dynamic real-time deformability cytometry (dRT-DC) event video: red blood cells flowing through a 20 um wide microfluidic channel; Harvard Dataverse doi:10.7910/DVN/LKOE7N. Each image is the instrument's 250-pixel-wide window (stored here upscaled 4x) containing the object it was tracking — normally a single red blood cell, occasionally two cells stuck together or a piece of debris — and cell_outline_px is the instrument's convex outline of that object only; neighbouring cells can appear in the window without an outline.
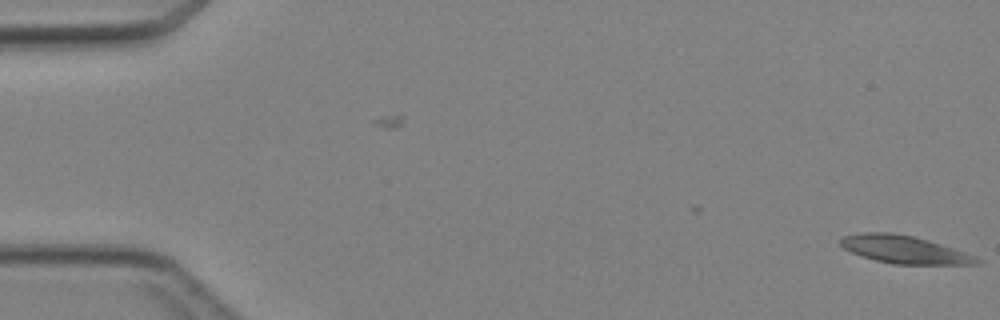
{"species": "Egyptian fruit bat (a non-hibernating species)", "species_latin": "Rousettus aegyptiacus", "temperature_condition": "cold", "stored_images_in_passage": 2, "camera_frame_rate_fps": 3000, "um_per_image_px": 0.085, "animal": {"sex": "female"}, "frame": {"image": 1, "passage_image": 2, "time_ms": 1.333, "image_size_px": [1000, 320], "cell_outline_px": [[984, 260], [980, 264], [892, 264], [876, 260], [852, 252], [844, 248], [840, 244], [840, 240], [844, 236], [864, 232], [892, 232], [912, 236], [928, 240], [976, 256]], "centroid_in_image_um": [76.9, 21.21], "position_along_channel_um": 8.1, "area_um2": 21.79}}